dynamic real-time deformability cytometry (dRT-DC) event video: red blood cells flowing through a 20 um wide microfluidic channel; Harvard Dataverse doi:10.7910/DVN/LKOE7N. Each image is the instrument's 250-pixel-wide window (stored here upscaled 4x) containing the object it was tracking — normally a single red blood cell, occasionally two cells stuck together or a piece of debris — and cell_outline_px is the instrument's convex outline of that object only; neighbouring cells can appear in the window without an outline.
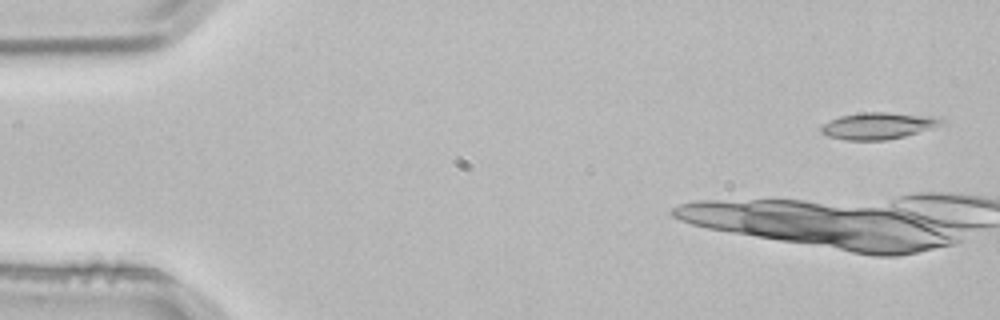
{"species": "common noctule bat (a hibernating species)", "species_latin": "Nyctalus noctula", "temperature_condition": "room temperature", "stored_images_in_passage": 4, "camera_frame_rate_fps": 3000, "um_per_image_px": 0.085, "animal": {"sex": "male", "body_mass_g": 21.5, "forearm_length_mm": 52.0}, "frame": {"image": 1, "passage_image": 1, "time_ms": 0.0, "image_size_px": [1000, 320], "cell_outline_px": [[944, 120], [940, 124], [932, 128], [904, 136], [888, 140], [844, 140], [828, 136], [820, 132], [820, 124], [840, 116], [860, 112], [888, 112], [940, 116]], "centroid_in_image_um": [74.62, 10.68], "position_along_channel_um": 10.4, "area_um2": 18.96}}